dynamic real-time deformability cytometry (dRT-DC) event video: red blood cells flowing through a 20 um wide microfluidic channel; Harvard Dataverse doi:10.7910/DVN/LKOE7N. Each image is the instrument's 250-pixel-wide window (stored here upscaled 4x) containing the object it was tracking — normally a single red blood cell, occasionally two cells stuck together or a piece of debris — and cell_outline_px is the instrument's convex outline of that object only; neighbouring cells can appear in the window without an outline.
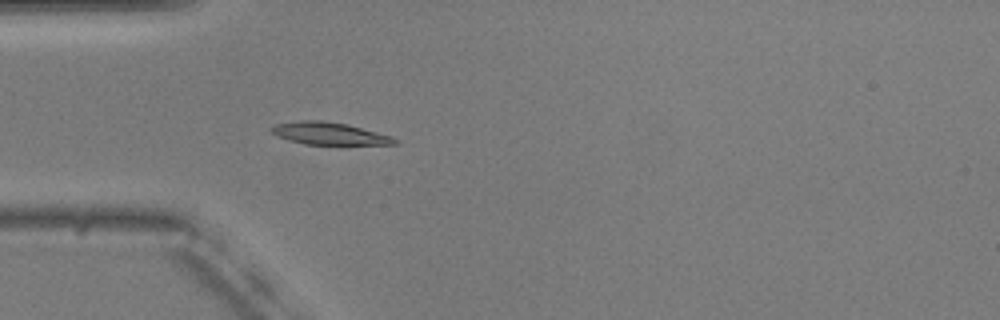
{"species": "common noctule bat (a hibernating species)", "species_latin": "Nyctalus noctula", "temperature_condition": "warm", "stored_images_in_passage": 54, "camera_frame_rate_fps": 3000, "um_per_image_px": 0.085, "animal": {"sex": "male", "body_mass_g": 20.5, "forearm_length_mm": 52.5}, "frame": {"image": 1, "passage_image": 15, "time_ms": 4.667, "image_size_px": [1000, 320], "cell_outline_px": [[400, 144], [304, 144], [288, 140], [276, 136], [268, 128], [276, 124], [300, 120], [320, 120], [348, 124], [392, 136], [400, 140]], "centroid_in_image_um": [27.99, 11.34], "position_along_channel_um": 57.0, "area_um2": 16.13}}
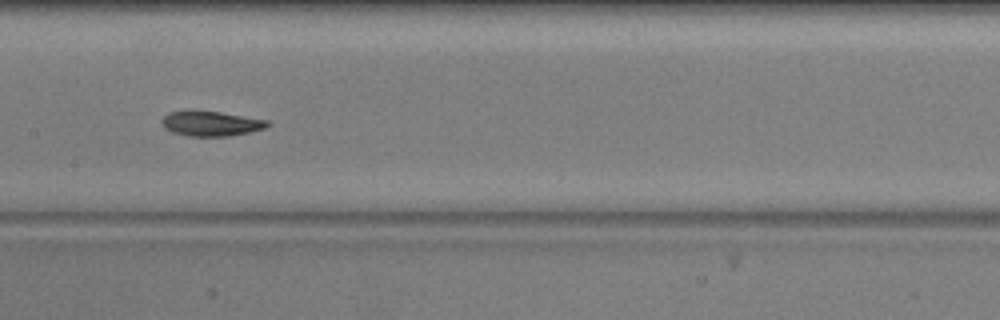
{"frame": {"image": 2, "passage_image": 26, "time_ms": 8.333, "image_size_px": [1000, 320], "cell_outline_px": [[272, 124], [268, 128], [228, 136], [188, 136], [172, 132], [164, 128], [160, 124], [160, 120], [168, 112], [188, 108], [220, 112], [268, 120]], "centroid_in_image_um": [17.88, 10.47], "position_along_channel_um": 189.5, "area_um2": 15.95}}
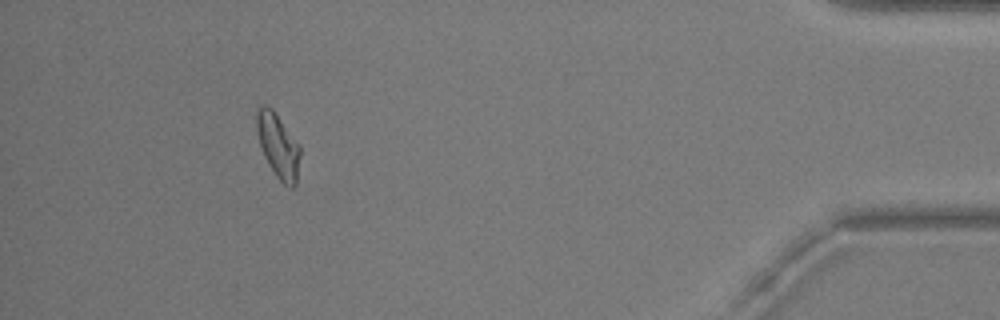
{"frame": {"image": 3, "passage_image": 49, "time_ms": 16.0, "image_size_px": [1000, 320], "cell_outline_px": [[300, 156], [296, 184], [292, 188], [288, 188], [276, 176], [268, 164], [264, 156], [256, 132], [256, 112], [260, 104], [264, 104], [272, 108], [300, 144]], "centroid_in_image_um": [23.64, 12.37], "position_along_channel_um": 411.6, "area_um2": 16.53}, "authors_computed_cell_mechanics": {"area_um2": 15.8083, "velocity_mm_per_s": 3.6966, "shape_relaxation_time_tau1_ms": 4.1256, "shape_relaxation_time_tau2_ms": 2.3046, "deformation_change_tau1": 0.1358, "deformation_change_tau2": 0.0638}}